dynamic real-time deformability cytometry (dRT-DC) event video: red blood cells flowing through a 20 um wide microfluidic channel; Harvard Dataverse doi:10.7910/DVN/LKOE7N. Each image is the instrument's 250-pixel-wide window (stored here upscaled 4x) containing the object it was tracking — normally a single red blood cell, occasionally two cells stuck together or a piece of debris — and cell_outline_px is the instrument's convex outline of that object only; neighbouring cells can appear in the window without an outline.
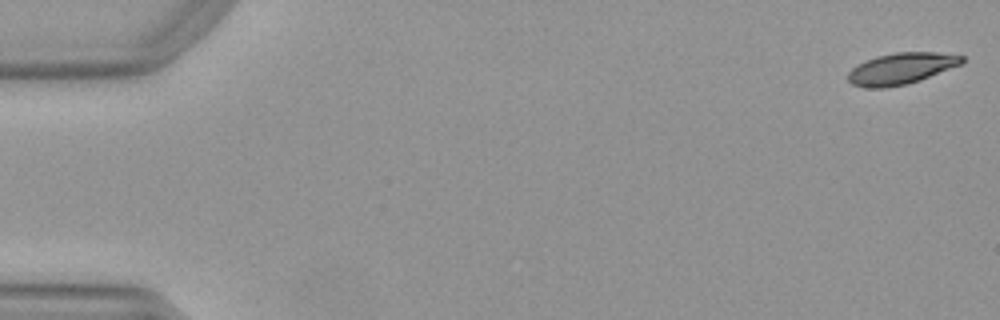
{"species": "Egyptian fruit bat (a non-hibernating species)", "species_latin": "Rousettus aegyptiacus", "temperature_condition": "warm", "stored_images_in_passage": 47, "camera_frame_rate_fps": 3000, "um_per_image_px": 0.085, "animal": {"sex": "female"}, "frame": {"image": 1, "passage_image": 1, "time_ms": 0.0, "image_size_px": [1000, 320], "cell_outline_px": [[964, 64], [920, 80], [908, 84], [884, 88], [868, 88], [852, 84], [848, 80], [848, 72], [856, 64], [876, 56], [896, 52], [936, 52], [964, 56]], "centroid_in_image_um": [76.62, 5.82], "position_along_channel_um": 8.4, "area_um2": 21.04}}
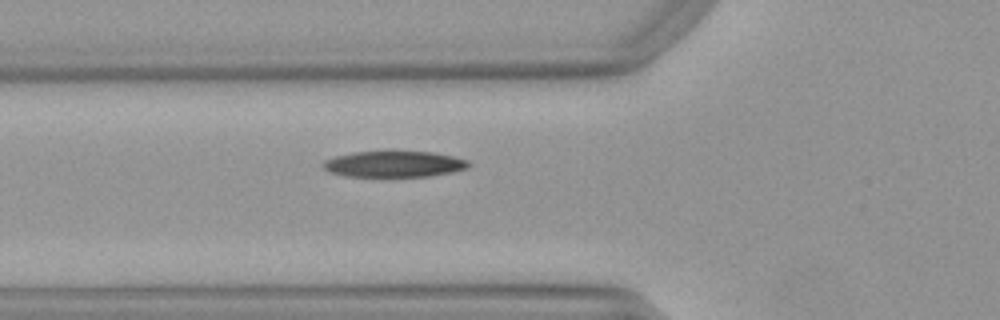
{"frame": {"image": 2, "passage_image": 19, "time_ms": 6.0, "image_size_px": [1000, 320], "cell_outline_px": [[472, 164], [468, 168], [452, 172], [428, 176], [388, 180], [344, 176], [328, 172], [320, 164], [324, 160], [336, 156], [352, 152], [392, 148], [432, 152], [452, 156], [468, 160]], "centroid_in_image_um": [33.44, 13.95], "position_along_channel_um": 92.4, "area_um2": 24.39}}
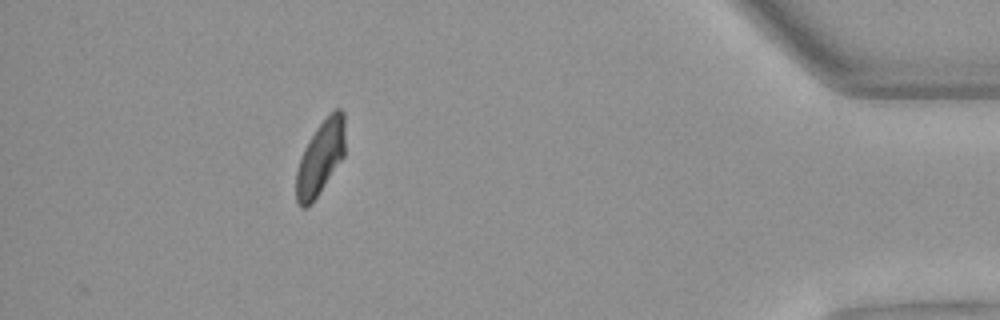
{"frame": {"image": 3, "passage_image": 47, "time_ms": 15.333, "image_size_px": [1000, 320], "cell_outline_px": [[344, 156], [312, 204], [308, 208], [300, 208], [296, 200], [296, 172], [304, 148], [316, 128], [336, 108], [340, 108], [344, 112]], "centroid_in_image_um": [27.22, 13.46], "position_along_channel_um": 408.0, "area_um2": 20.92}, "authors_computed_cell_mechanics": {"area_um2": 22.253, "velocity_mm_per_s": 3.9404, "shape_relaxation_time_tau1_ms": 5.3429, "shape_relaxation_time_tau2_ms": 6.4104, "deformation_change_tau1": 0.1557, "deformation_change_tau2": 0.1315}}